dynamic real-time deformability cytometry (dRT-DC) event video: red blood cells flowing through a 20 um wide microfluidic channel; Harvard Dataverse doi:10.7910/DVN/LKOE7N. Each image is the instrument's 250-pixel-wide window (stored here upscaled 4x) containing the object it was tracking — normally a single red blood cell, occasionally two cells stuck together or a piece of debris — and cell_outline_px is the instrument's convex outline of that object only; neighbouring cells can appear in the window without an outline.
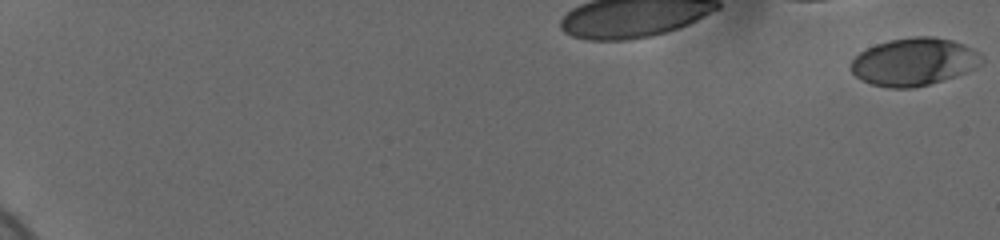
{"species": "human", "species_latin": "Homo sapiens", "temperature_condition": "cold", "stored_images_in_passage": 60, "camera_frame_rate_fps": 3000, "um_per_image_px": 0.085, "donor": {"sex": "female"}, "frame": {"image": 1, "passage_image": 1, "time_ms": 0.0, "image_size_px": [1000, 240], "cell_outline_px": [[984, 60], [980, 64], [964, 72], [928, 84], [912, 88], [888, 88], [872, 84], [856, 76], [852, 72], [852, 60], [860, 52], [876, 44], [888, 40], [916, 36], [932, 36], [952, 40], [964, 44], [976, 52]], "centroid_in_image_um": [77.66, 5.24], "position_along_channel_um": 7.3, "area_um2": 35.66}}
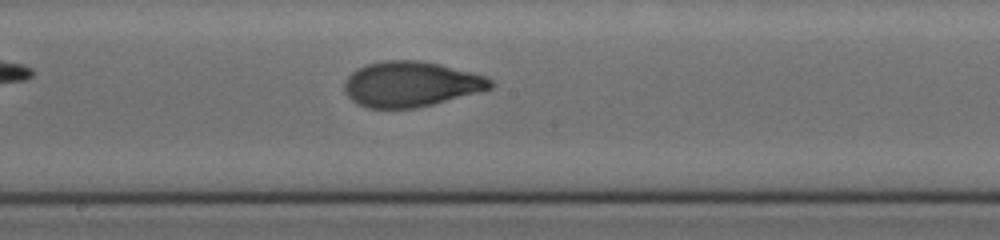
{"frame": {"image": 2, "passage_image": 37, "time_ms": 12.0, "image_size_px": [1000, 240], "cell_outline_px": [[496, 84], [492, 88], [480, 92], [416, 108], [368, 108], [356, 104], [344, 92], [344, 80], [352, 72], [368, 64], [388, 60], [420, 60], [440, 64], [488, 76]], "centroid_in_image_um": [34.95, 7.15], "position_along_channel_um": 213.2, "area_um2": 38.73}}
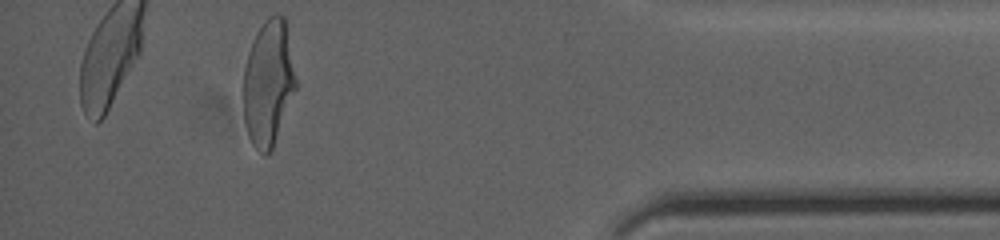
{"frame": {"image": 3, "passage_image": 56, "time_ms": 18.333, "image_size_px": [1000, 240], "cell_outline_px": [[296, 88], [272, 148], [264, 156], [252, 144], [248, 136], [244, 120], [244, 68], [248, 52], [252, 40], [256, 32], [264, 20], [268, 16], [284, 16], [296, 80]], "centroid_in_image_um": [22.78, 7.05], "position_along_channel_um": 412.4, "area_um2": 37.86}, "authors_computed_cell_mechanics": {"area_um2": 38.0035, "velocity_mm_per_s": 3.6856, "shape_relaxation_time_tau1_ms": 3.883, "shape_relaxation_time_tau2_ms": 0.9381, "deformation_change_tau1": 0.1799, "deformation_change_tau2": 0.0651}}